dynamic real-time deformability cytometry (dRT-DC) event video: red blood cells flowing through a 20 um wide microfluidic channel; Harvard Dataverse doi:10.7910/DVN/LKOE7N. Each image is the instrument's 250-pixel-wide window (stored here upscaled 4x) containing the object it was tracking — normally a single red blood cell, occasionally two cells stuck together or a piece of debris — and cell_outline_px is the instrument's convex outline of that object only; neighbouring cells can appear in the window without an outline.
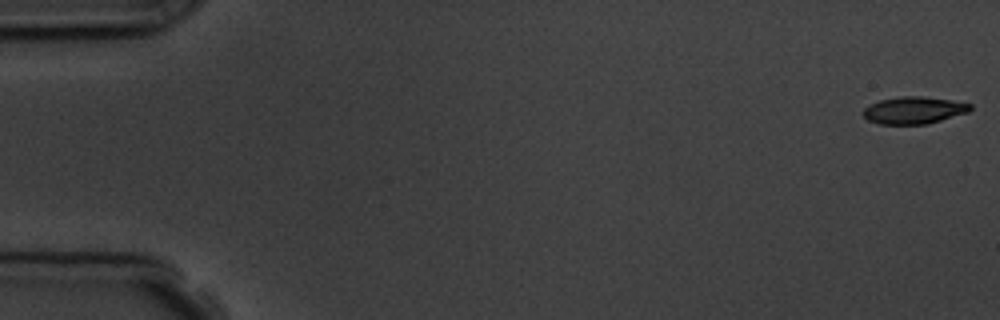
{"species": "common noctule bat (a hibernating species)", "species_latin": "Nyctalus noctula", "temperature_condition": "room temperature", "stored_images_in_passage": 5, "camera_frame_rate_fps": 3000, "um_per_image_px": 0.085, "animal": {"sex": "male", "body_mass_g": 19.5, "forearm_length_mm": 54.6}, "frame": {"image": 1, "passage_image": 1, "time_ms": 0.0, "image_size_px": [1000, 320], "cell_outline_px": [[972, 108], [968, 112], [928, 124], [880, 124], [868, 120], [860, 112], [864, 108], [880, 100], [900, 96], [924, 96], [952, 100], [972, 104]], "centroid_in_image_um": [77.68, 9.37], "position_along_channel_um": 7.3, "area_um2": 16.99}}
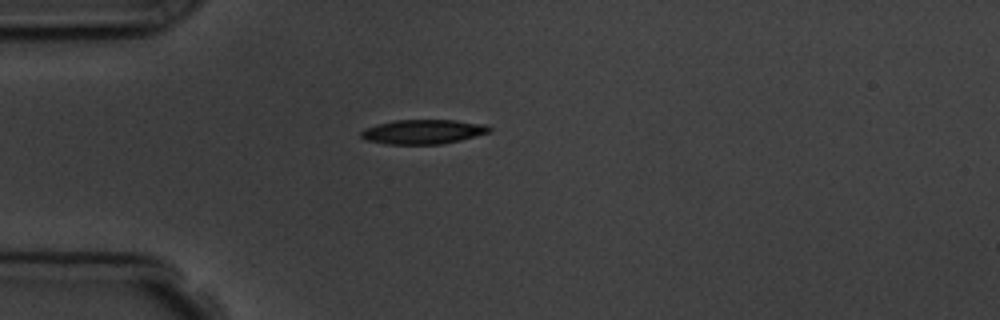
{"frame": {"image": 2, "passage_image": 5, "time_ms": 4.667, "image_size_px": [1000, 320], "cell_outline_px": [[492, 128], [488, 132], [460, 140], [440, 144], [384, 144], [364, 140], [360, 136], [360, 132], [364, 128], [376, 124], [392, 120], [456, 120], [488, 124]], "centroid_in_image_um": [35.91, 11.19], "position_along_channel_um": 49.1, "area_um2": 18.44}}